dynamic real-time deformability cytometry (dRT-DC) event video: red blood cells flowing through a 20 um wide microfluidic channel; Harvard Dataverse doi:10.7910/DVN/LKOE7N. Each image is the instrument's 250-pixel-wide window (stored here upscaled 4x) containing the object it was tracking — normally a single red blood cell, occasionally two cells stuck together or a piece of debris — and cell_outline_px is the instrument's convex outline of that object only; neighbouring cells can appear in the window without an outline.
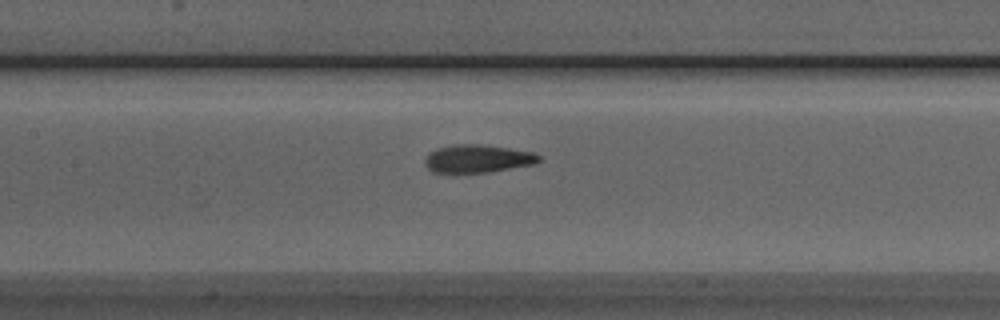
{"species": "Egyptian fruit bat (a non-hibernating species)", "species_latin": "Rousettus aegyptiacus", "temperature_condition": "room temperature", "stored_images_in_passage": 38, "camera_frame_rate_fps": 3000, "um_per_image_px": 0.085, "animal": {"sex": "male"}, "frame": {"image": 1, "passage_image": 12, "time_ms": 3.667, "image_size_px": [1000, 320], "cell_outline_px": [[540, 160], [536, 164], [488, 172], [432, 172], [424, 164], [424, 160], [428, 152], [436, 148], [452, 144], [480, 144], [508, 148], [532, 152], [540, 156]], "centroid_in_image_um": [40.56, 13.48], "position_along_channel_um": 166.8, "area_um2": 18.61}}
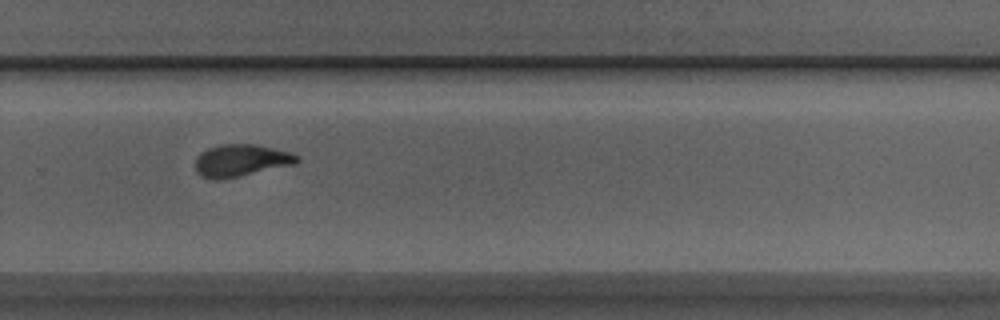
{"frame": {"image": 2, "passage_image": 23, "time_ms": 7.333, "image_size_px": [1000, 320], "cell_outline_px": [[300, 160], [296, 164], [220, 180], [212, 180], [196, 172], [196, 156], [200, 152], [208, 148], [220, 144], [256, 144], [292, 152], [300, 156]], "centroid_in_image_um": [20.51, 13.63], "position_along_channel_um": 309.3, "area_um2": 19.25}}
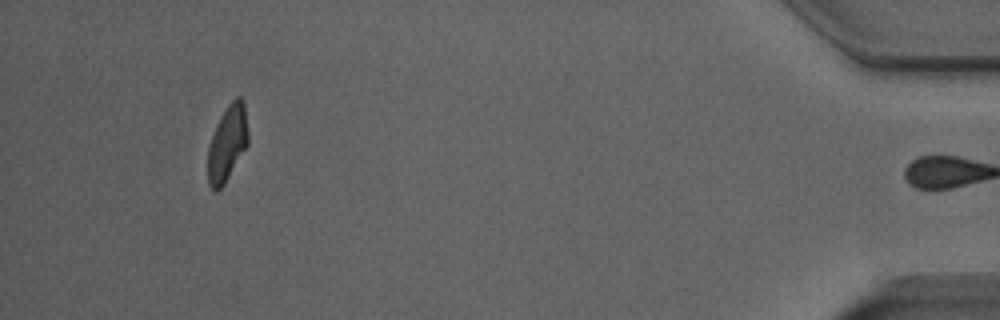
{"frame": {"image": 3, "passage_image": 37, "time_ms": 12.0, "image_size_px": [1000, 320], "cell_outline_px": [[248, 144], [224, 184], [216, 192], [208, 184], [208, 148], [212, 136], [220, 116], [228, 104], [236, 96], [240, 96], [244, 100], [248, 132]], "centroid_in_image_um": [19.33, 12.15], "position_along_channel_um": 415.9, "area_um2": 17.69}, "authors_computed_cell_mechanics": {"area_um2": 18.8428, "velocity_mm_per_s": 3.908, "shape_relaxation_time_tau1_ms": 4.2626, "shape_relaxation_time_tau2_ms": 1.4948, "deformation_change_tau1": 0.1856, "deformation_change_tau2": 0.0834}}